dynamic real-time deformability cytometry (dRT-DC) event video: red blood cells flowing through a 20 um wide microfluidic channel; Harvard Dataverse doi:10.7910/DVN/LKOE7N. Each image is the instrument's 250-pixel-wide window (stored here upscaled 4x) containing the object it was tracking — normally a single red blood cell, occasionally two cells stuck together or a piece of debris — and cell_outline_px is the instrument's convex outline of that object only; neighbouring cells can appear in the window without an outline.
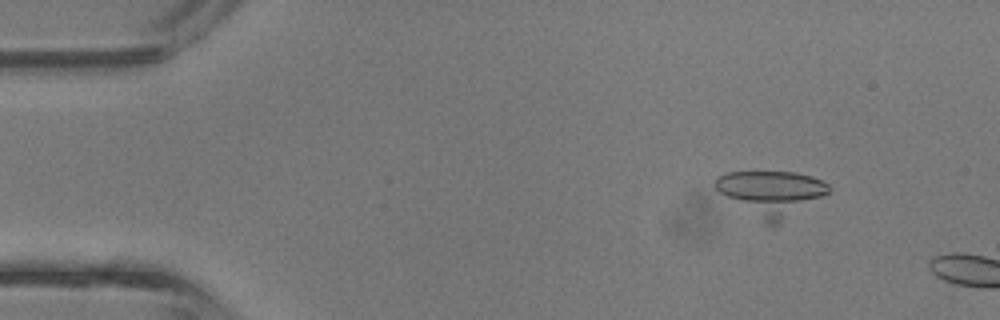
{"species": "common noctule bat (a hibernating species)", "species_latin": "Nyctalus noctula", "temperature_condition": "room temperature", "stored_images_in_passage": 8, "camera_frame_rate_fps": 3000, "um_per_image_px": 0.085, "animal": {"sex": "male", "body_mass_g": 13.3}, "frame": {"image": 1, "passage_image": 5, "time_ms": 1.333, "image_size_px": [1000, 320], "cell_outline_px": [[832, 188], [828, 192], [780, 224], [764, 224], [720, 192], [712, 184], [716, 176], [728, 172], [796, 172], [812, 176], [828, 184]], "centroid_in_image_um": [65.54, 16.41], "position_along_channel_um": 19.5, "area_um2": 29.42}}